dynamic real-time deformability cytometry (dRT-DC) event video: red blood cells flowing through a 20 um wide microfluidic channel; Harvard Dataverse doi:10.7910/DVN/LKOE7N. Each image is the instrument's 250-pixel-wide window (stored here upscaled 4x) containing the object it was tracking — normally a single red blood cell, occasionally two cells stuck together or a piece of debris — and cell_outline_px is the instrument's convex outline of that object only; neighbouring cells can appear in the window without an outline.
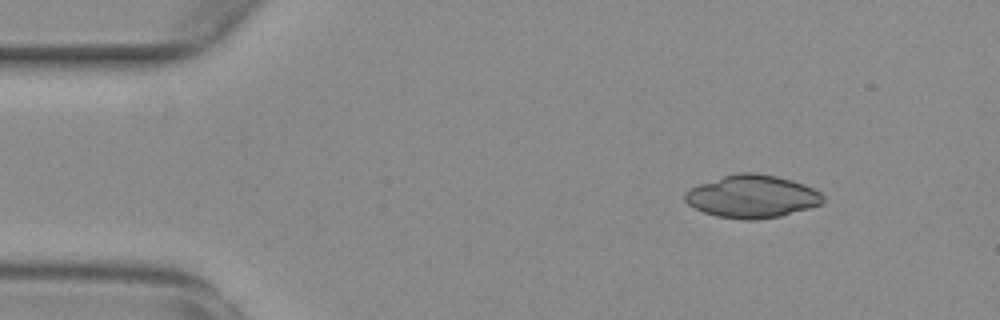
{"species": "common noctule bat (a hibernating species)", "species_latin": "Nyctalus noctula", "temperature_condition": "warm", "stored_images_in_passage": 55, "camera_frame_rate_fps": 3000, "um_per_image_px": 0.085, "animal": {"sex": "female", "body_mass_g": 29.2, "forearm_length_mm": 56.3}, "frame": {"image": 1, "passage_image": 7, "time_ms": 2.0, "image_size_px": [1000, 320], "cell_outline_px": [[824, 200], [820, 204], [808, 208], [780, 216], [756, 220], [744, 220], [716, 216], [704, 212], [688, 204], [684, 200], [684, 192], [700, 184], [736, 172], [756, 172], [776, 176], [792, 180], [804, 184], [820, 192], [824, 196]], "centroid_in_image_um": [63.93, 16.7], "position_along_channel_um": 21.1, "area_um2": 34.28}}